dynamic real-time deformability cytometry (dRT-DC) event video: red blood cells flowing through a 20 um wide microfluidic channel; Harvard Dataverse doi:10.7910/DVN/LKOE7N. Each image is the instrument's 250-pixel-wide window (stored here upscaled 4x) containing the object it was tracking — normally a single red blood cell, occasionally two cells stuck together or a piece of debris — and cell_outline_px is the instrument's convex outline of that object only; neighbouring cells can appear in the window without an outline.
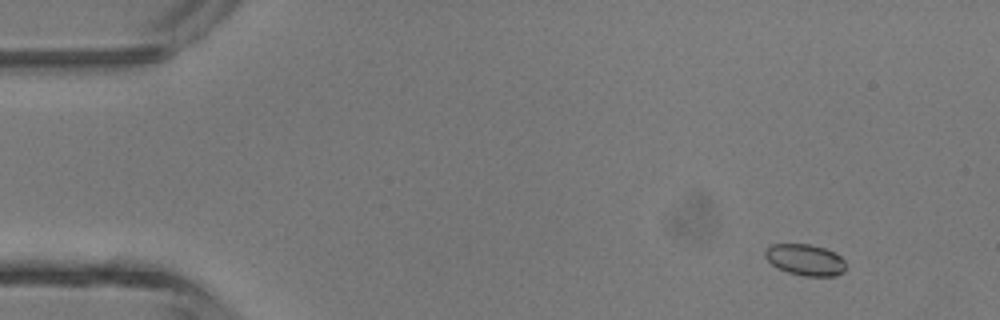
{"species": "common noctule bat (a hibernating species)", "species_latin": "Nyctalus noctula", "temperature_condition": "room temperature", "stored_images_in_passage": 5, "camera_frame_rate_fps": 3000, "um_per_image_px": 0.085, "animal": {"sex": "male", "body_mass_g": 13.3}, "frame": {"image": 1, "passage_image": 1, "time_ms": 0.0, "image_size_px": [1000, 320], "cell_outline_px": [[844, 272], [836, 276], [804, 276], [788, 272], [772, 264], [764, 256], [764, 252], [772, 244], [808, 244], [824, 248], [836, 252], [844, 260]], "centroid_in_image_um": [68.46, 22.08], "position_along_channel_um": 16.5, "area_um2": 14.62}}
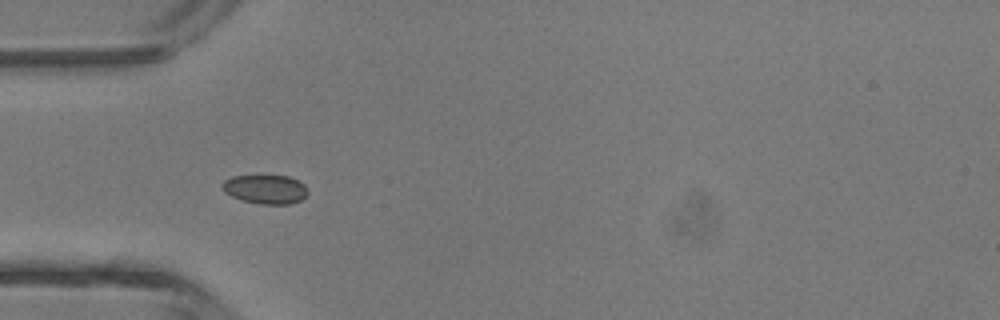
{"frame": {"image": 2, "passage_image": 4, "time_ms": 3.333, "image_size_px": [1000, 320], "cell_outline_px": [[308, 192], [300, 200], [292, 204], [260, 204], [244, 200], [232, 196], [224, 192], [220, 188], [220, 184], [224, 180], [232, 176], [288, 176], [304, 184], [308, 188]], "centroid_in_image_um": [22.53, 16.08], "position_along_channel_um": 62.5, "area_um2": 14.45}}
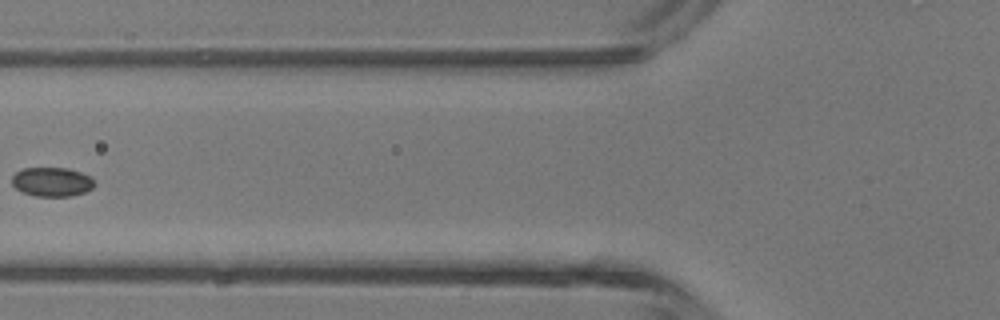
{"frame": {"image": 3, "passage_image": 5, "time_ms": 4.667, "image_size_px": [1000, 320], "cell_outline_px": [[96, 184], [92, 188], [84, 192], [72, 196], [32, 196], [20, 192], [12, 184], [12, 176], [16, 172], [24, 168], [68, 168], [80, 172], [88, 176]], "centroid_in_image_um": [4.38, 15.47], "position_along_channel_um": 121.4, "area_um2": 14.05}}